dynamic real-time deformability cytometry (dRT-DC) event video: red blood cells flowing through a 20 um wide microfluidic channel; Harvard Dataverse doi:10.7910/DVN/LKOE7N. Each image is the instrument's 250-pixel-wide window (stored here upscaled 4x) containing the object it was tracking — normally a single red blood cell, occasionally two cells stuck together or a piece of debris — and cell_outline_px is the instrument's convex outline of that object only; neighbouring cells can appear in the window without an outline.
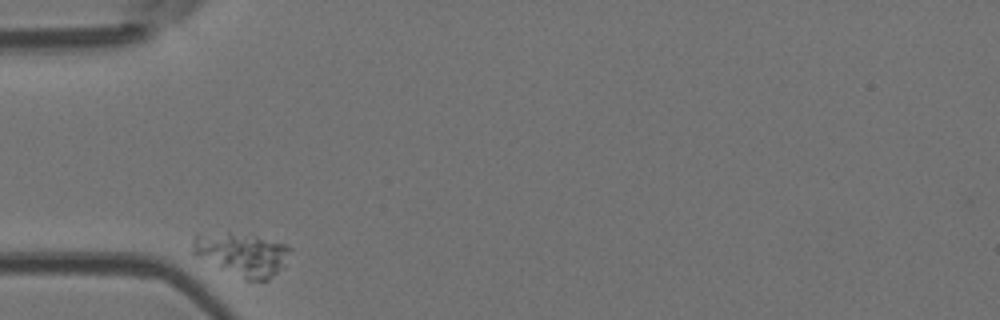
{"species": "Egyptian fruit bat (a non-hibernating species)", "species_latin": "Rousettus aegyptiacus", "temperature_condition": "room temperature", "stored_images_in_passage": 31, "camera_frame_rate_fps": 3000, "um_per_image_px": 0.085, "animal": {"sex": "female"}, "frame": {"image": 1, "passage_image": 1, "time_ms": 0.0, "image_size_px": [1000, 320], "cell_outline_px": [[292, 248], [280, 268], [268, 280], [244, 280], [192, 252], [192, 240], [196, 236], [228, 232], [256, 236], [288, 244]], "centroid_in_image_um": [20.61, 21.6], "position_along_channel_um": 64.4, "area_um2": 23.7}}
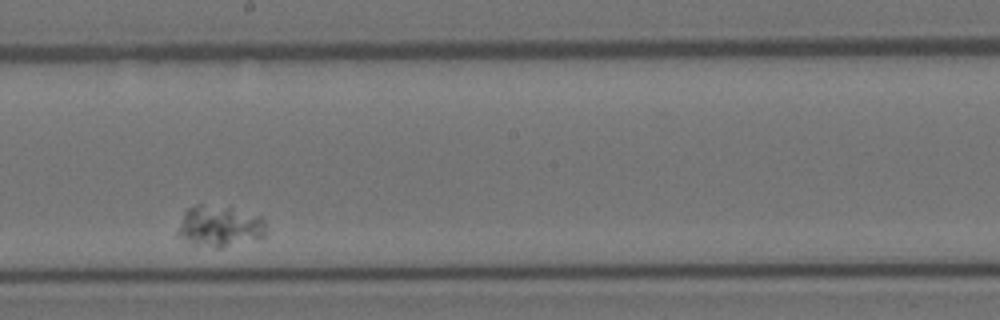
{"frame": {"image": 2, "passage_image": 18, "time_ms": 5.667, "image_size_px": [1000, 320], "cell_outline_px": [[264, 236], [220, 248], [216, 248], [192, 244], [176, 236], [176, 232], [184, 212], [188, 208], [196, 204], [204, 204], [232, 208], [260, 216], [264, 220]], "centroid_in_image_um": [18.59, 19.22], "position_along_channel_um": 229.6, "area_um2": 21.04}}
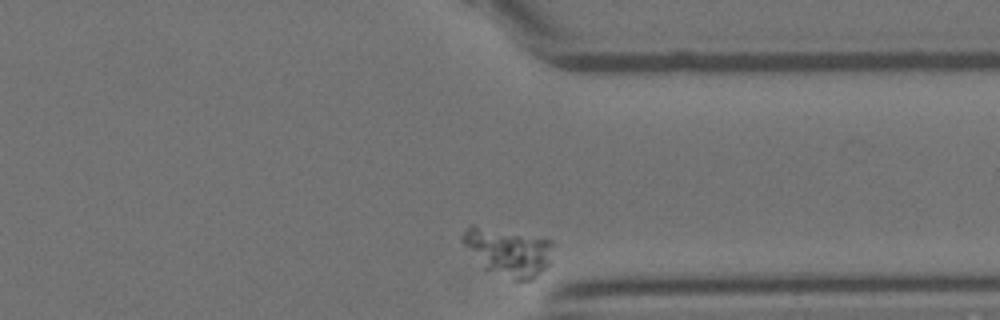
{"frame": {"image": 3, "passage_image": 31, "time_ms": 10.0, "image_size_px": [1000, 320], "cell_outline_px": [[552, 244], [548, 264], [532, 280], [512, 280], [488, 268], [460, 240], [464, 232], [472, 224], [552, 240]], "centroid_in_image_um": [43.22, 21.38], "position_along_channel_um": 368.2, "area_um2": 24.04}}